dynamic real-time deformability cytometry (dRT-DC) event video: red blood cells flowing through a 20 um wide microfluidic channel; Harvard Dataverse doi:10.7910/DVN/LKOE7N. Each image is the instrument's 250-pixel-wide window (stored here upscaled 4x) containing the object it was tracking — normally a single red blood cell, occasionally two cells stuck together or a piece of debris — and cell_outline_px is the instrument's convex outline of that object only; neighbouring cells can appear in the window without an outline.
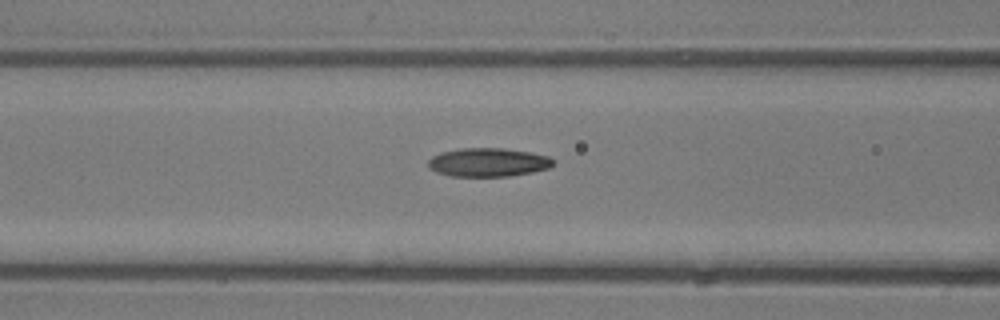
{"species": "common noctule bat (a hibernating species)", "species_latin": "Nyctalus noctula", "temperature_condition": "room temperature", "stored_images_in_passage": 7, "camera_frame_rate_fps": 3000, "um_per_image_px": 0.085, "animal": {"sex": "male", "body_mass_g": 13.3}, "frame": {"image": 1, "passage_image": 7, "time_ms": 7.0, "image_size_px": [1000, 320], "cell_outline_px": [[552, 164], [548, 168], [532, 172], [508, 176], [452, 176], [436, 172], [428, 168], [428, 160], [432, 156], [440, 152], [460, 148], [504, 148], [528, 152], [548, 156], [552, 160]], "centroid_in_image_um": [41.43, 13.79], "position_along_channel_um": 125.2, "area_um2": 20.75}}